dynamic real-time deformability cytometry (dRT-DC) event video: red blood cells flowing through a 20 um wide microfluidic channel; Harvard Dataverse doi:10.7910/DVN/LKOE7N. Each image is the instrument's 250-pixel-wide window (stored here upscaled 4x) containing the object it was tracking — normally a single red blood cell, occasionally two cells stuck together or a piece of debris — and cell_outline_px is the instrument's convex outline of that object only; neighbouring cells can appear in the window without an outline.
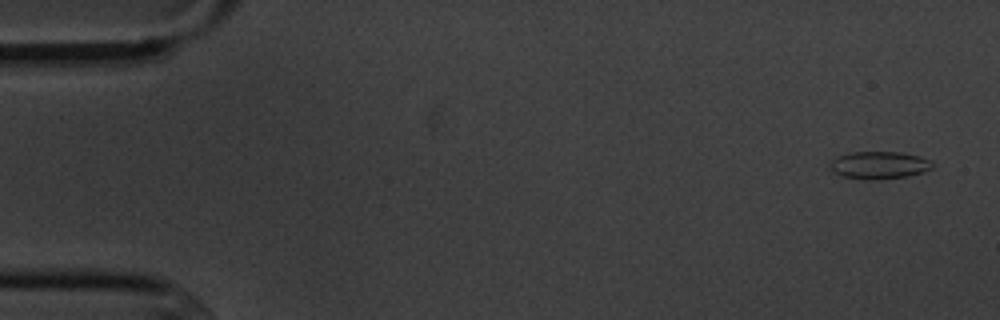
{"species": "common noctule bat (a hibernating species)", "species_latin": "Nyctalus noctula", "temperature_condition": "cold", "stored_images_in_passage": 4, "camera_frame_rate_fps": 3000, "um_per_image_px": 0.085, "animal": {"sex": "male", "body_mass_g": 20.1, "forearm_length_mm": 53.5}, "frame": {"image": 1, "passage_image": 1, "time_ms": 0.0, "image_size_px": [1000, 320], "cell_outline_px": [[932, 168], [924, 172], [908, 176], [880, 180], [864, 180], [840, 176], [828, 168], [832, 160], [848, 152], [900, 152], [920, 156], [932, 160]], "centroid_in_image_um": [74.73, 14.05], "position_along_channel_um": 10.3, "area_um2": 16.7}}
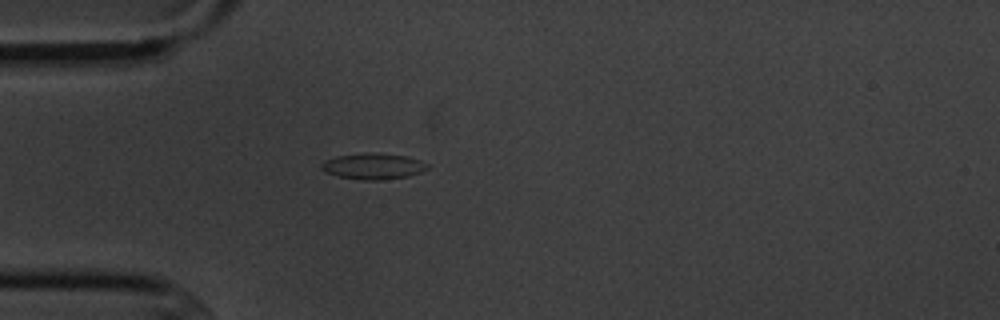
{"frame": {"image": 2, "passage_image": 4, "time_ms": 4.333, "image_size_px": [1000, 320], "cell_outline_px": [[428, 168], [420, 172], [408, 176], [380, 180], [364, 180], [340, 176], [324, 172], [320, 168], [320, 164], [324, 160], [336, 156], [408, 156], [420, 160], [428, 164]], "centroid_in_image_um": [31.71, 14.19], "position_along_channel_um": 53.3, "area_um2": 15.03}}